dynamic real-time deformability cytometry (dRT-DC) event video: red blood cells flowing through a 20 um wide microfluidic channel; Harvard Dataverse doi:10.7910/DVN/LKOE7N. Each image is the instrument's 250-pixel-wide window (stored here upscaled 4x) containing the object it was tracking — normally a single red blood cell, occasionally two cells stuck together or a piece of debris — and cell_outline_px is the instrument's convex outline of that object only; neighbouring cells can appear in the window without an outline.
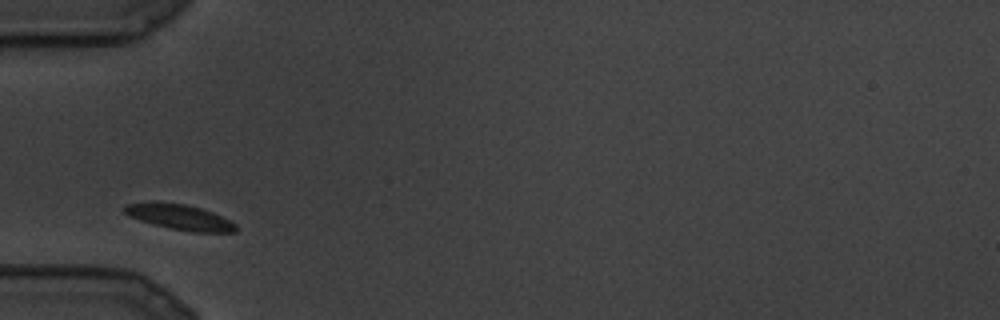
{"species": "common noctule bat (a hibernating species)", "species_latin": "Nyctalus noctula", "temperature_condition": "cold", "stored_images_in_passage": 9, "camera_frame_rate_fps": 3000, "um_per_image_px": 0.085, "animal": {"sex": "male", "body_mass_g": 19.5, "forearm_length_mm": 54.6}, "frame": {"image": 1, "passage_image": 1, "time_ms": 0.0, "image_size_px": [1000, 320], "cell_outline_px": [[236, 232], [192, 232], [172, 228], [140, 220], [128, 216], [124, 212], [124, 208], [128, 204], [184, 204], [200, 208], [212, 212], [236, 224]], "centroid_in_image_um": [15.35, 18.49], "position_along_channel_um": 69.7, "area_um2": 15.55}}
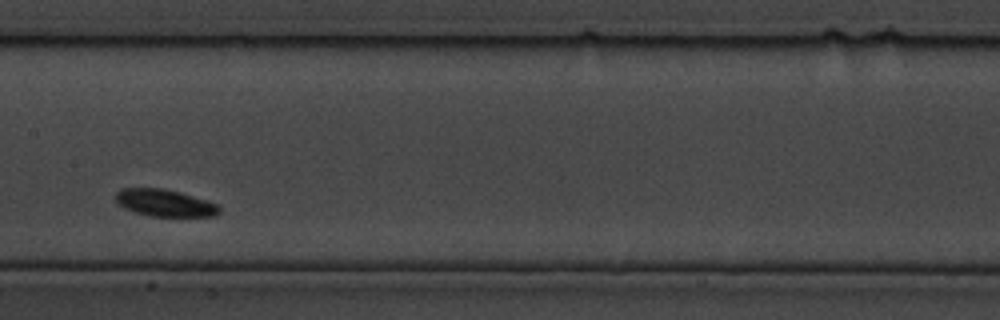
{"frame": {"image": 2, "passage_image": 6, "time_ms": 1.667, "image_size_px": [1000, 320], "cell_outline_px": [[220, 212], [216, 216], [152, 216], [132, 212], [124, 208], [116, 200], [116, 192], [120, 188], [160, 188], [180, 192], [220, 204]], "centroid_in_image_um": [14.02, 17.25], "position_along_channel_um": 193.4, "area_um2": 16.42}}
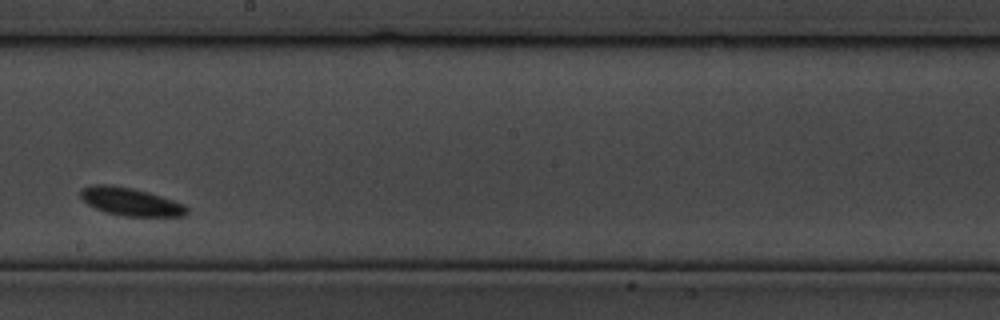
{"frame": {"image": 3, "passage_image": 8, "time_ms": 2.333, "image_size_px": [1000, 320], "cell_outline_px": [[188, 212], [184, 216], [124, 216], [104, 212], [88, 204], [80, 196], [80, 192], [84, 188], [92, 184], [112, 184], [132, 188], [148, 192], [184, 204], [188, 208]], "centroid_in_image_um": [11.09, 17.14], "position_along_channel_um": 237.1, "area_um2": 17.22}}